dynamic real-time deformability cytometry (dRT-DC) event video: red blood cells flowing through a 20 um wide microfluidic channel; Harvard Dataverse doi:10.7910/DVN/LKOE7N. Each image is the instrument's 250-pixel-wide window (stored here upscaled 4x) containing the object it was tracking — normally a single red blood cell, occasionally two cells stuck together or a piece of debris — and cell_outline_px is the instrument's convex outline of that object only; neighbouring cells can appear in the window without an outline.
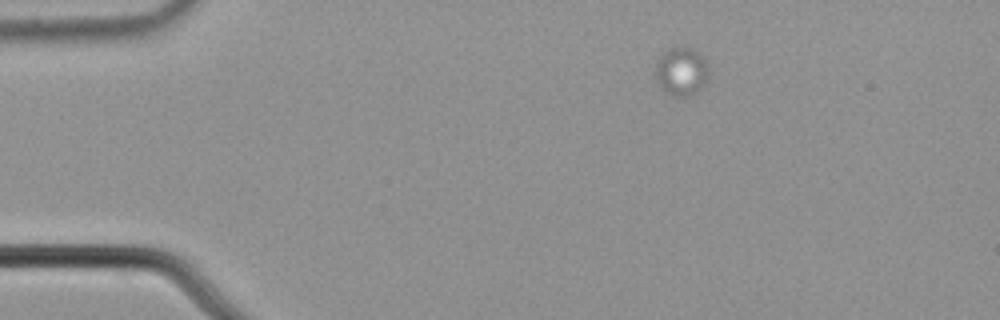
{"species": "common noctule bat (a hibernating species)", "species_latin": "Nyctalus noctula", "temperature_condition": "cold", "stored_images_in_passage": 3, "segment_of_instrument_passage": [2, 2], "camera_frame_rate_fps": 3000, "um_per_image_px": 0.085, "animal": {"sex": "male", "body_mass_g": 21.5, "forearm_length_mm": 52.0}, "frame": {"image": 1, "passage_image": 3, "time_ms": 0.667, "image_size_px": [1000, 320], "cell_outline_px": [[708, 80], [696, 92], [688, 96], [672, 96], [664, 92], [656, 76], [656, 64], [660, 56], [668, 48], [692, 48], [700, 52], [704, 56], [708, 64]], "centroid_in_image_um": [57.95, 6.07], "position_along_channel_um": 27.0, "area_um2": 15.03}}